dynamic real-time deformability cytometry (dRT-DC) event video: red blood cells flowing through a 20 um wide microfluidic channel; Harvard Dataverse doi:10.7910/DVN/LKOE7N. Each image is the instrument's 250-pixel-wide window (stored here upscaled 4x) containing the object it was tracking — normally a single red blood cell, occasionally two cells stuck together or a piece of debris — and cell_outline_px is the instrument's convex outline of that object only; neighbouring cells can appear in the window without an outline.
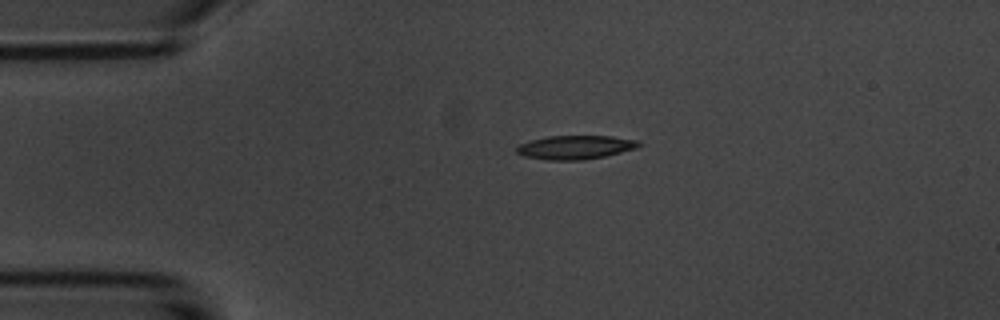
{"species": "common noctule bat (a hibernating species)", "species_latin": "Nyctalus noctula", "temperature_condition": "room temperature", "stored_images_in_passage": 2, "camera_frame_rate_fps": 3000, "um_per_image_px": 0.085, "animal": {"sex": "male", "body_mass_g": 20.1, "forearm_length_mm": 53.5}, "frame": {"image": 1, "passage_image": 1, "time_ms": 0.0, "image_size_px": [1000, 320], "cell_outline_px": [[644, 144], [636, 148], [604, 156], [584, 160], [548, 160], [524, 156], [516, 152], [516, 148], [520, 144], [528, 140], [548, 136], [612, 136], [640, 140]], "centroid_in_image_um": [48.92, 12.51], "position_along_channel_um": 36.1, "area_um2": 17.05}}